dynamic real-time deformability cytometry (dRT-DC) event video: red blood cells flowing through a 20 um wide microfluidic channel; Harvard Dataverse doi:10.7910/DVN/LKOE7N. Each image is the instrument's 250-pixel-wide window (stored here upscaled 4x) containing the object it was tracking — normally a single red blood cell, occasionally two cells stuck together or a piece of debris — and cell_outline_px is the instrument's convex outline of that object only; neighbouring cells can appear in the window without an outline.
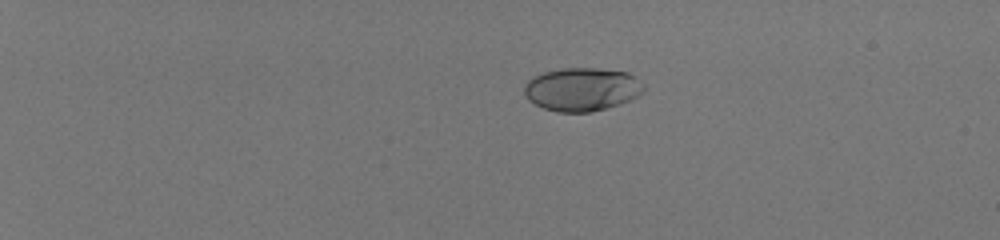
{"species": "human", "species_latin": "Homo sapiens", "temperature_condition": "room temperature", "stored_images_in_passage": 44, "camera_frame_rate_fps": 3000, "um_per_image_px": 0.085, "donor": {"sex": "male"}, "frame": {"image": 1, "passage_image": 1, "time_ms": 0.0, "image_size_px": [1000, 240], "cell_outline_px": [[644, 92], [620, 104], [592, 112], [556, 112], [544, 108], [528, 100], [524, 96], [524, 84], [528, 80], [544, 72], [560, 68], [596, 68], [628, 72], [644, 84]], "centroid_in_image_um": [49.45, 7.59], "position_along_channel_um": 35.5, "area_um2": 30.23}}
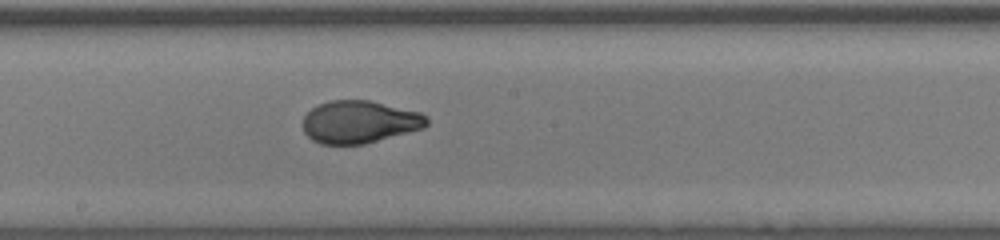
{"frame": {"image": 2, "passage_image": 24, "time_ms": 7.667, "image_size_px": [1000, 240], "cell_outline_px": [[428, 124], [424, 128], [364, 144], [320, 144], [312, 140], [304, 132], [304, 116], [316, 104], [328, 100], [368, 100], [420, 112], [428, 116]], "centroid_in_image_um": [30.55, 10.36], "position_along_channel_um": 217.6, "area_um2": 30.75}}
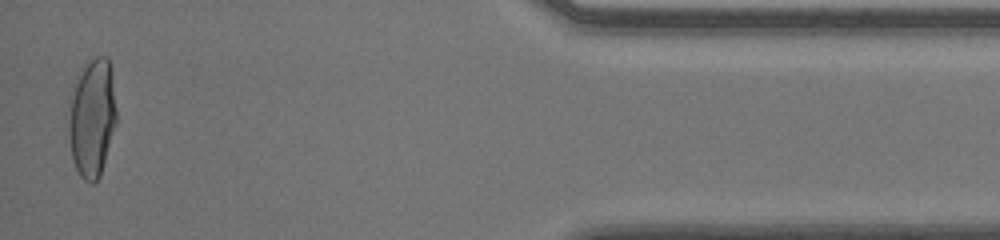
{"frame": {"image": 3, "passage_image": 43, "time_ms": 14.0, "image_size_px": [1000, 240], "cell_outline_px": [[116, 124], [100, 176], [92, 184], [88, 184], [80, 176], [72, 160], [68, 136], [68, 124], [72, 88], [76, 76], [88, 60], [96, 56], [104, 56], [108, 60], [112, 72], [116, 108]], "centroid_in_image_um": [7.82, 10.01], "position_along_channel_um": 427.4, "area_um2": 33.35}, "authors_computed_cell_mechanics": {"area_um2": 31.0386, "velocity_mm_per_s": 4.0567, "shape_relaxation_time_tau1_ms": 5.6645, "shape_relaxation_time_tau2_ms": null, "deformation_change_tau1": 0.2356, "deformation_change_tau2": null}}